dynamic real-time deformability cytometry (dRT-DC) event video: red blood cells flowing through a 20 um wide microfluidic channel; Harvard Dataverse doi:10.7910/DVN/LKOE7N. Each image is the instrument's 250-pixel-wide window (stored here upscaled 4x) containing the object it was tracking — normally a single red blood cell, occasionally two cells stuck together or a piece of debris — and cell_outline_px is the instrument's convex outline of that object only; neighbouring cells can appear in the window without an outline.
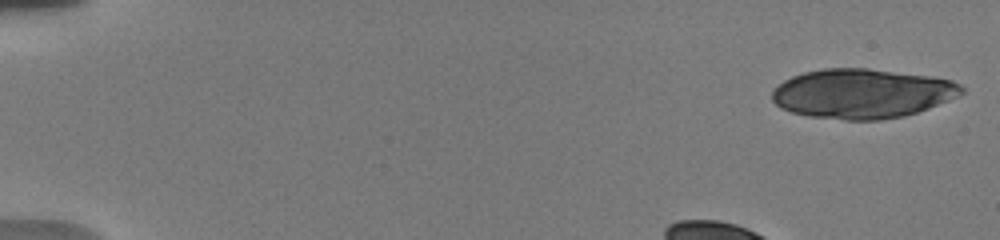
{"species": "human", "species_latin": "Homo sapiens", "temperature_condition": "warm", "stored_images_in_passage": 24, "camera_frame_rate_fps": 3000, "um_per_image_px": 0.085, "donor": {"sex": "male"}, "frame": {"image": 1, "passage_image": 1, "time_ms": 0.0, "image_size_px": [1000, 240], "cell_outline_px": [[964, 92], [948, 100], [928, 108], [904, 116], [880, 120], [844, 120], [808, 116], [792, 112], [780, 108], [772, 100], [772, 92], [784, 80], [792, 76], [804, 72], [824, 68], [868, 68], [932, 76], [952, 80], [960, 84], [964, 88]], "centroid_in_image_um": [73.28, 7.95], "position_along_channel_um": 11.7, "area_um2": 54.74}}
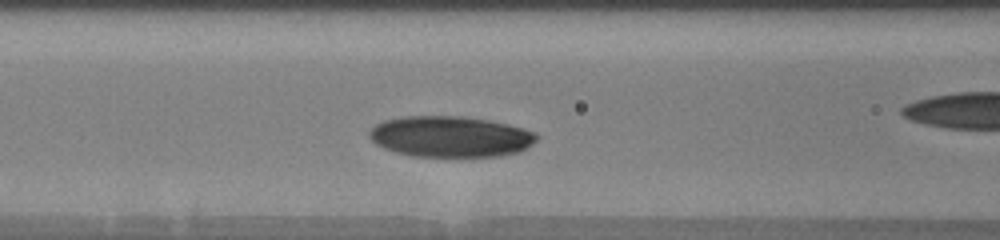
{"frame": {"image": 2, "passage_image": 12, "time_ms": 6.0, "image_size_px": [1000, 240], "cell_outline_px": [[540, 136], [528, 148], [516, 152], [500, 156], [412, 156], [396, 152], [384, 148], [376, 144], [368, 136], [368, 132], [376, 124], [384, 120], [404, 116], [464, 116], [488, 120], [508, 124], [536, 132]], "centroid_in_image_um": [38.29, 11.6], "position_along_channel_um": 128.3, "area_um2": 40.0}}
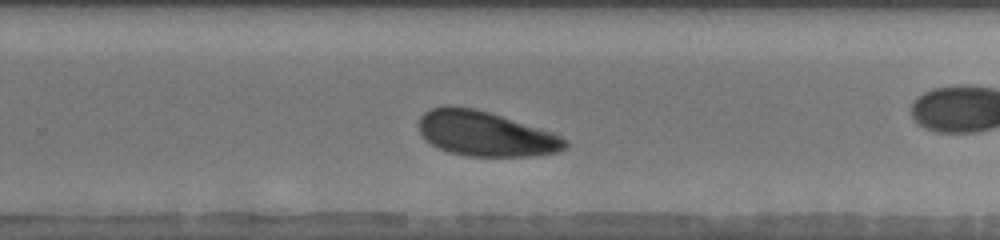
{"frame": {"image": 3, "passage_image": 22, "time_ms": 10.333, "image_size_px": [1000, 240], "cell_outline_px": [[568, 144], [564, 148], [556, 152], [528, 156], [468, 156], [448, 152], [424, 140], [420, 132], [420, 116], [424, 112], [432, 108], [448, 104], [472, 108], [488, 112], [552, 132], [568, 140]], "centroid_in_image_um": [41.23, 11.36], "position_along_channel_um": 288.6, "area_um2": 38.03}}